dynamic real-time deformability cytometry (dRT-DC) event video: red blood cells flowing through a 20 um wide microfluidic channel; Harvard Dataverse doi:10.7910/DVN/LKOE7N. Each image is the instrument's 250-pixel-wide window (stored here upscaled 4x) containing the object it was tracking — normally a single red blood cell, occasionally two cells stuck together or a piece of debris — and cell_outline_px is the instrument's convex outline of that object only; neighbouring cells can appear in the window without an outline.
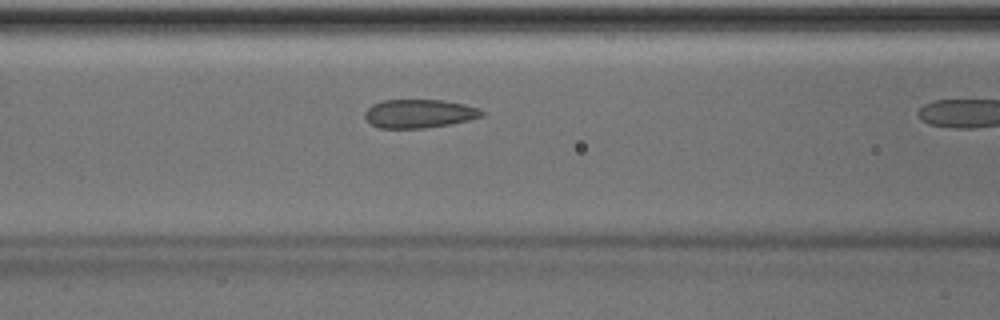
{"species": "Egyptian fruit bat (a non-hibernating species)", "species_latin": "Rousettus aegyptiacus", "temperature_condition": "room temperature", "stored_images_in_passage": 10, "camera_frame_rate_fps": 3000, "um_per_image_px": 0.085, "animal": {"sex": "male"}, "frame": {"image": 1, "passage_image": 9, "time_ms": 2.667, "image_size_px": [1000, 320], "cell_outline_px": [[484, 116], [452, 124], [424, 128], [380, 128], [372, 124], [364, 116], [364, 112], [372, 104], [384, 100], [444, 100], [464, 104], [480, 108], [484, 112]], "centroid_in_image_um": [35.66, 9.65], "position_along_channel_um": 130.9, "area_um2": 19.54}}